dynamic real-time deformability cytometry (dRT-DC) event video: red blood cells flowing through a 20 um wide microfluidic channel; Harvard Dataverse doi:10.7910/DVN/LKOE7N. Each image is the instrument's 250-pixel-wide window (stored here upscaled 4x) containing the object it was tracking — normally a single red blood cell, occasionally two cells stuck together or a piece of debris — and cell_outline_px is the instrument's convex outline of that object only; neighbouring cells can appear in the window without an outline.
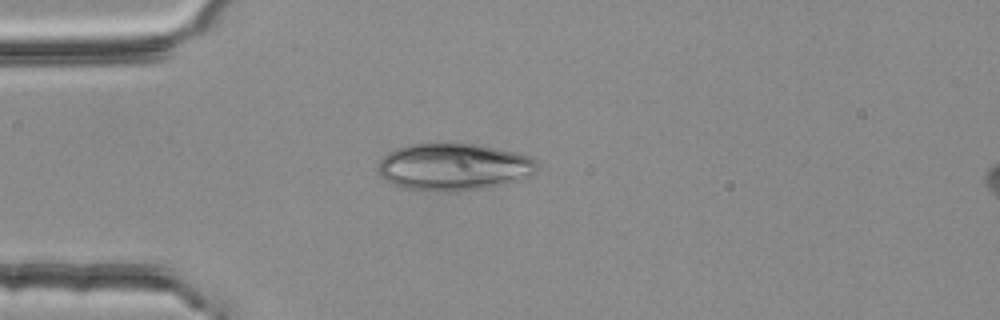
{"species": "common noctule bat (a hibernating species)", "species_latin": "Nyctalus noctula", "temperature_condition": "room temperature", "stored_images_in_passage": 2, "camera_frame_rate_fps": 3000, "um_per_image_px": 0.085, "animal": {"sex": "female", "body_mass_g": 25.1}, "frame": {"image": 1, "passage_image": 2, "time_ms": 0.333, "image_size_px": [1000, 320], "cell_outline_px": [[540, 168], [536, 172], [520, 180], [504, 184], [484, 188], [444, 192], [404, 188], [392, 184], [384, 180], [380, 176], [380, 160], [388, 152], [396, 148], [408, 144], [440, 140], [480, 144], [500, 148], [516, 152], [528, 156], [536, 160], [540, 164]], "centroid_in_image_um": [38.59, 14.14], "position_along_channel_um": 46.4, "area_um2": 44.97}}